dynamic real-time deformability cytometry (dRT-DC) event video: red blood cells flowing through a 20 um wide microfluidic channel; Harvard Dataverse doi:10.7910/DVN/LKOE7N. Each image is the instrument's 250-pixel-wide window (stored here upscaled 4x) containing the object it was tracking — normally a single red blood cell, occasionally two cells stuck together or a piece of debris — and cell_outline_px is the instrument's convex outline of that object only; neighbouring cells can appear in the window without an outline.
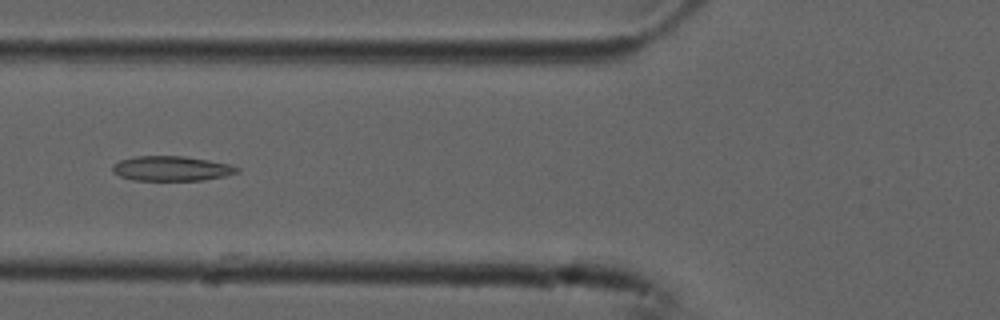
{"species": "common noctule bat (a hibernating species)", "species_latin": "Nyctalus noctula", "temperature_condition": "cold", "stored_images_in_passage": 14, "camera_frame_rate_fps": 3000, "um_per_image_px": 0.085, "animal": {"sex": "male", "forearm_length_mm": 52.5}, "frame": {"image": 1, "passage_image": 5, "time_ms": 1.333, "image_size_px": [1000, 320], "cell_outline_px": [[240, 172], [224, 176], [204, 180], [132, 180], [120, 176], [112, 172], [112, 164], [120, 160], [136, 156], [184, 156], [208, 160], [228, 164], [240, 168]], "centroid_in_image_um": [14.56, 14.32], "position_along_channel_um": 111.2, "area_um2": 18.03}}
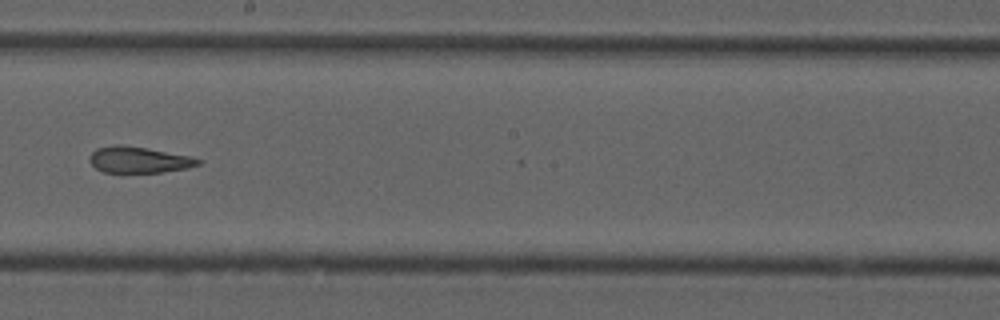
{"frame": {"image": 2, "passage_image": 8, "time_ms": 2.333, "image_size_px": [1000, 320], "cell_outline_px": [[204, 160], [200, 164], [188, 168], [160, 172], [104, 172], [96, 168], [88, 160], [92, 152], [96, 148], [116, 144], [120, 144], [144, 148], [188, 156]], "centroid_in_image_um": [11.78, 13.58], "position_along_channel_um": 236.4, "area_um2": 16.36}}
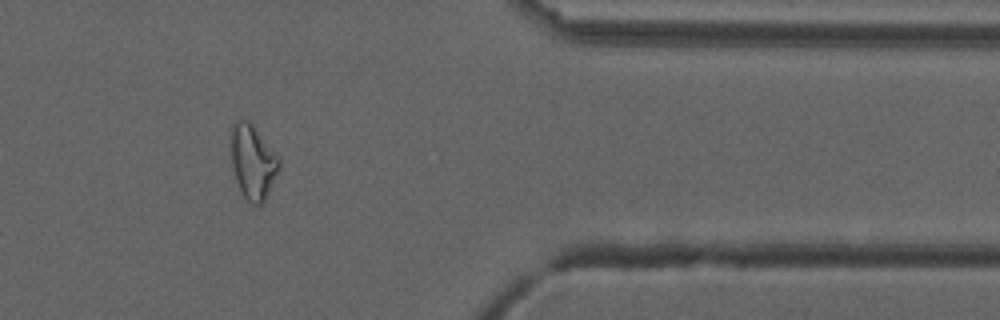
{"frame": {"image": 3, "passage_image": 12, "time_ms": 3.667, "image_size_px": [1000, 320], "cell_outline_px": [[280, 168], [264, 204], [256, 208], [244, 196], [236, 180], [232, 168], [228, 140], [232, 124], [236, 120], [248, 120], [252, 124], [280, 156]], "centroid_in_image_um": [21.48, 13.75], "position_along_channel_um": 389.9, "area_um2": 21.68}}